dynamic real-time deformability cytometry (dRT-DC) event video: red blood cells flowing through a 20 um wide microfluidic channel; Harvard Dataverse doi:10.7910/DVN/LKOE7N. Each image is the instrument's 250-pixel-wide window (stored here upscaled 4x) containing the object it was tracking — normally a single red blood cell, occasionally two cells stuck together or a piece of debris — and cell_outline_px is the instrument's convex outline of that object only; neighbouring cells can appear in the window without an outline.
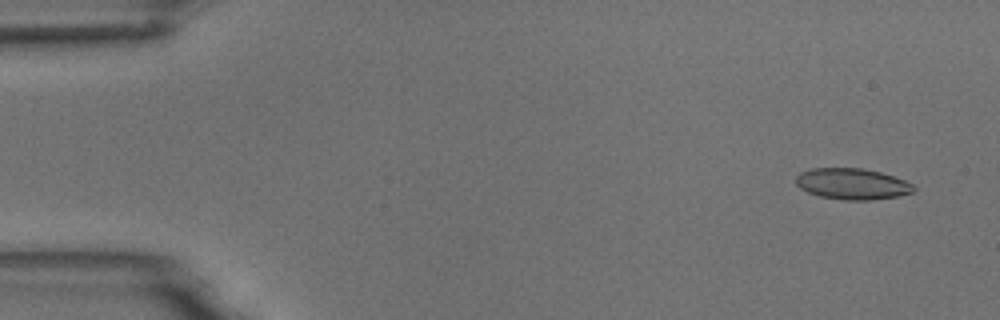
{"species": "common noctule bat (a hibernating species)", "species_latin": "Nyctalus noctula", "temperature_condition": "room temperature", "stored_images_in_passage": 6, "segment_of_instrument_passage": [2, 2], "camera_frame_rate_fps": 3000, "um_per_image_px": 0.085, "animal": {"sex": "male", "body_mass_g": 18.8}, "frame": {"image": 1, "passage_image": 6, "time_ms": 6.667, "image_size_px": [1000, 320], "cell_outline_px": [[916, 188], [912, 192], [896, 196], [872, 200], [844, 200], [820, 196], [808, 192], [800, 188], [796, 184], [796, 176], [800, 172], [812, 168], [864, 168], [880, 172], [904, 180], [912, 184]], "centroid_in_image_um": [72.41, 15.63], "position_along_channel_um": 12.6, "area_um2": 21.27}}